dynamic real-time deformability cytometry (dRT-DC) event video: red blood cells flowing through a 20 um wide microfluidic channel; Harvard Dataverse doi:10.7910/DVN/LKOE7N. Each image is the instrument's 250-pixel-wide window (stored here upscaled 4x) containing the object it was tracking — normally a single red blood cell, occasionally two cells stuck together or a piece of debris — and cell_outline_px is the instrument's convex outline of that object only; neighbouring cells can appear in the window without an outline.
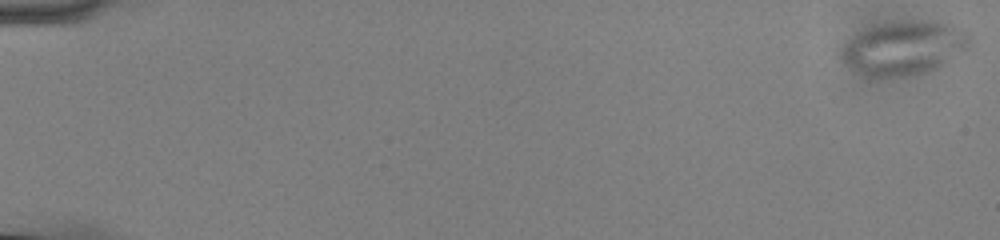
{"species": "common noctule bat (a hibernating species)", "species_latin": "Nyctalus noctula", "temperature_condition": "cold", "stored_images_in_passage": 56, "camera_frame_rate_fps": 3000, "um_per_image_px": 0.085, "animal": {"sex": "male", "body_mass_g": 13.0, "forearm_length_mm": 53.1}, "frame": {"image": 1, "passage_image": 1, "time_ms": 0.0, "image_size_px": [1000, 240], "cell_outline_px": [[972, 44], [968, 48], [940, 64], [932, 68], [900, 76], [876, 76], [852, 68], [844, 64], [840, 56], [848, 40], [860, 32], [872, 28], [888, 24], [920, 20], [944, 24], [968, 32], [972, 36]], "centroid_in_image_um": [76.85, 4.06], "position_along_channel_um": 8.1, "area_um2": 38.09}}
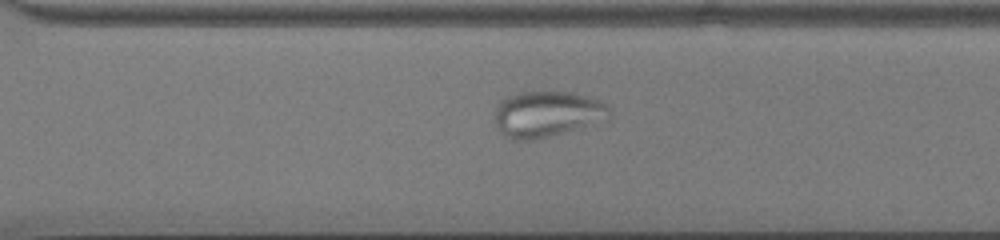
{"frame": {"image": 2, "passage_image": 41, "time_ms": 13.333, "image_size_px": [1000, 240], "cell_outline_px": [[612, 120], [536, 140], [512, 140], [504, 136], [500, 132], [496, 124], [496, 108], [500, 100], [516, 92], [568, 92], [600, 100], [608, 104], [612, 108]], "centroid_in_image_um": [46.58, 9.71], "position_along_channel_um": 324.0, "area_um2": 31.39}}
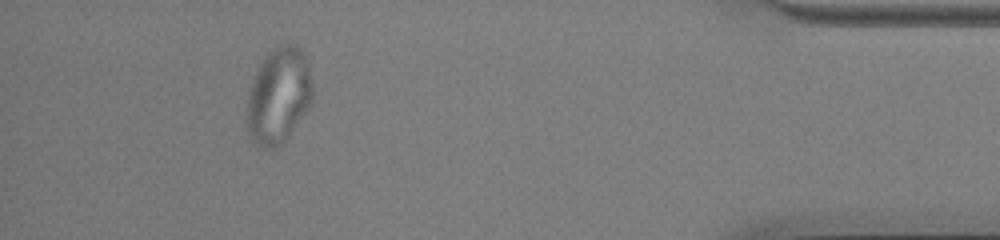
{"frame": {"image": 3, "passage_image": 52, "time_ms": 17.0, "image_size_px": [1000, 240], "cell_outline_px": [[312, 100], [288, 136], [276, 148], [264, 148], [252, 144], [248, 132], [248, 96], [252, 80], [256, 68], [280, 44], [296, 44], [304, 48], [308, 60], [312, 80]], "centroid_in_image_um": [23.7, 8.11], "position_along_channel_um": 411.5, "area_um2": 36.53}}